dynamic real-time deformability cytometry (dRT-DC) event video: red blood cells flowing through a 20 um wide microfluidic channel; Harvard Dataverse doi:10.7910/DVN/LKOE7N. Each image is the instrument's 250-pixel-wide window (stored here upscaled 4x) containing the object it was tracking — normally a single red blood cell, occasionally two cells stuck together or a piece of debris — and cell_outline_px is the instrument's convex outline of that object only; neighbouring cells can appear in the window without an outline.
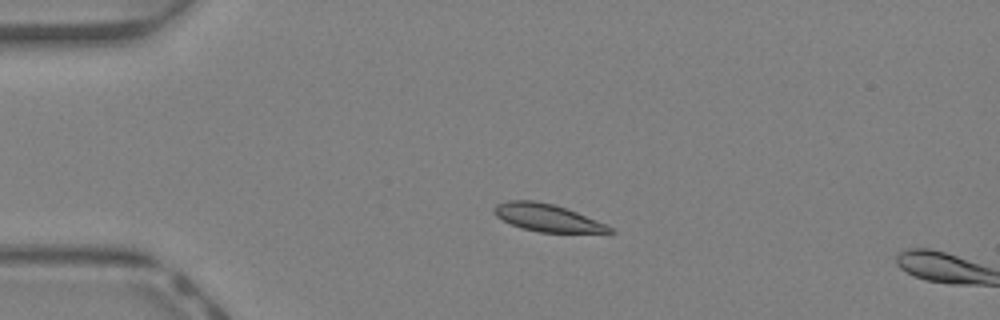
{"species": "Egyptian fruit bat (a non-hibernating species)", "species_latin": "Rousettus aegyptiacus", "temperature_condition": "warm", "stored_images_in_passage": 3, "camera_frame_rate_fps": 3000, "um_per_image_px": 0.085, "animal": {"sex": "female"}, "frame": {"image": 1, "passage_image": 1, "time_ms": 0.0, "image_size_px": [1000, 320], "cell_outline_px": [[616, 232], [540, 232], [520, 228], [496, 216], [492, 212], [492, 208], [496, 204], [508, 200], [532, 200], [552, 204], [576, 212], [608, 224]], "centroid_in_image_um": [46.48, 18.5], "position_along_channel_um": 38.5, "area_um2": 18.32}}